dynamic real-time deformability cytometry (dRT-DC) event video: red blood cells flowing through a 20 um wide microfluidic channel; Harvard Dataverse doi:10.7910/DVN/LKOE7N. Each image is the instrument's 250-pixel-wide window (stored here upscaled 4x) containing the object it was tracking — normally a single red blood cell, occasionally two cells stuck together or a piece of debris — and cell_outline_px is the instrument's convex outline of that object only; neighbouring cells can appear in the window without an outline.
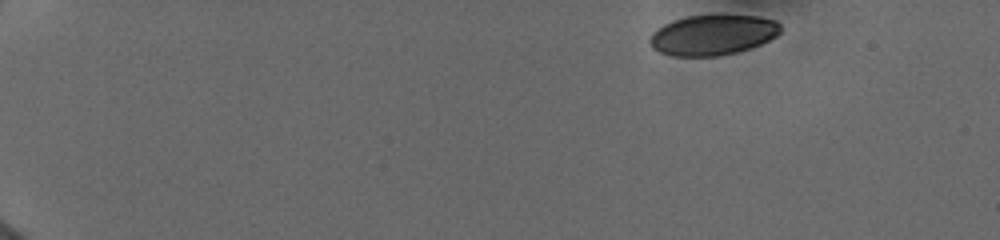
{"species": "human", "species_latin": "Homo sapiens", "temperature_condition": "cold", "stored_images_in_passage": 11, "camera_frame_rate_fps": 3000, "um_per_image_px": 0.085, "donor": {"sex": "female"}, "frame": {"image": 1, "passage_image": 1, "time_ms": 0.0, "image_size_px": [1000, 240], "cell_outline_px": [[780, 32], [776, 36], [760, 44], [736, 52], [720, 56], [672, 56], [660, 52], [652, 48], [648, 40], [652, 32], [664, 24], [688, 16], [756, 16], [776, 20], [780, 24]], "centroid_in_image_um": [60.56, 2.98], "position_along_channel_um": 24.4, "area_um2": 30.4}}
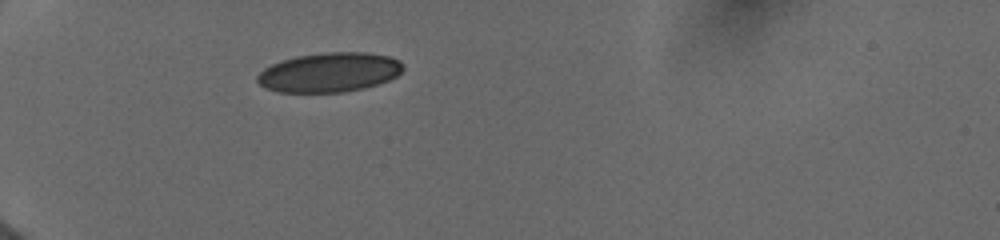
{"frame": {"image": 2, "passage_image": 8, "time_ms": 3.667, "image_size_px": [1000, 240], "cell_outline_px": [[404, 68], [396, 76], [388, 80], [364, 88], [344, 92], [276, 92], [264, 88], [256, 80], [256, 76], [264, 68], [272, 64], [296, 56], [324, 52], [368, 52], [388, 56], [400, 60], [404, 64]], "centroid_in_image_um": [27.99, 6.15], "position_along_channel_um": 57.0, "area_um2": 33.64}}
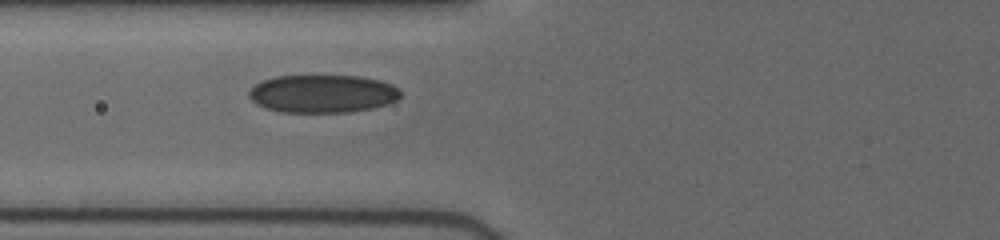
{"frame": {"image": 3, "passage_image": 11, "time_ms": 5.333, "image_size_px": [1000, 240], "cell_outline_px": [[400, 96], [396, 100], [388, 104], [372, 108], [348, 112], [280, 112], [256, 104], [248, 96], [248, 92], [256, 84], [264, 80], [276, 76], [360, 76], [380, 80], [392, 84], [400, 88]], "centroid_in_image_um": [27.45, 7.96], "position_along_channel_um": 98.4, "area_um2": 33.52}}